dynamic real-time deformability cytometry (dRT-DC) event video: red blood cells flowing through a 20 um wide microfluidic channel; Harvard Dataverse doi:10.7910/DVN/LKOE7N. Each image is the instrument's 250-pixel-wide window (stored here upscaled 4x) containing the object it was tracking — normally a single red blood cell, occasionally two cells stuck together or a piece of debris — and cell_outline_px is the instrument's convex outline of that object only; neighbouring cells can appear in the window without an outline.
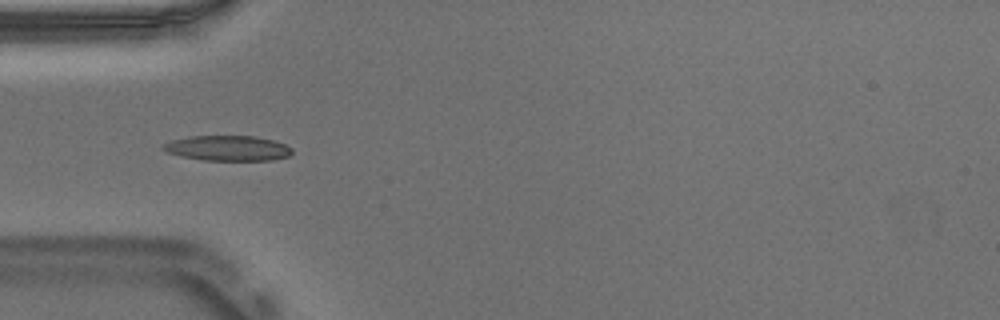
{"species": "Egyptian fruit bat (a non-hibernating species)", "species_latin": "Rousettus aegyptiacus", "temperature_condition": "warm", "stored_images_in_passage": 7, "camera_frame_rate_fps": 3000, "um_per_image_px": 0.085, "animal": {"sex": "male"}, "frame": {"image": 1, "passage_image": 1, "time_ms": 0.0, "image_size_px": [1000, 320], "cell_outline_px": [[292, 152], [288, 156], [272, 160], [204, 160], [180, 156], [168, 152], [160, 148], [160, 144], [172, 140], [192, 136], [256, 136], [272, 140], [284, 144], [292, 148]], "centroid_in_image_um": [19.32, 12.59], "position_along_channel_um": 65.7, "area_um2": 18.9}}